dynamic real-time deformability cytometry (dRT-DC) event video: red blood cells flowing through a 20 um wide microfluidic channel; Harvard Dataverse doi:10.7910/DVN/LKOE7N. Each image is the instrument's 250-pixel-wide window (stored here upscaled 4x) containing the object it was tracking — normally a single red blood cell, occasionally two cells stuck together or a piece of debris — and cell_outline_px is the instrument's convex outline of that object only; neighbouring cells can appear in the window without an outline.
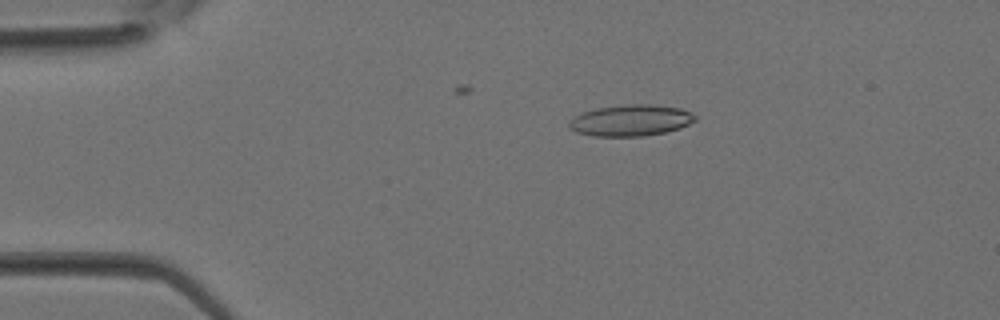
{"species": "Egyptian fruit bat (a non-hibernating species)", "species_latin": "Rousettus aegyptiacus", "temperature_condition": "room temperature", "stored_images_in_passage": 11, "camera_frame_rate_fps": 3000, "um_per_image_px": 0.085, "animal": {"sex": "female"}, "frame": {"image": 1, "passage_image": 6, "time_ms": 1.667, "image_size_px": [1000, 320], "cell_outline_px": [[696, 120], [680, 128], [664, 132], [644, 136], [592, 136], [576, 132], [568, 128], [568, 124], [576, 116], [584, 112], [596, 108], [628, 104], [652, 104], [680, 108], [696, 116]], "centroid_in_image_um": [53.61, 10.23], "position_along_channel_um": 31.4, "area_um2": 22.83}}
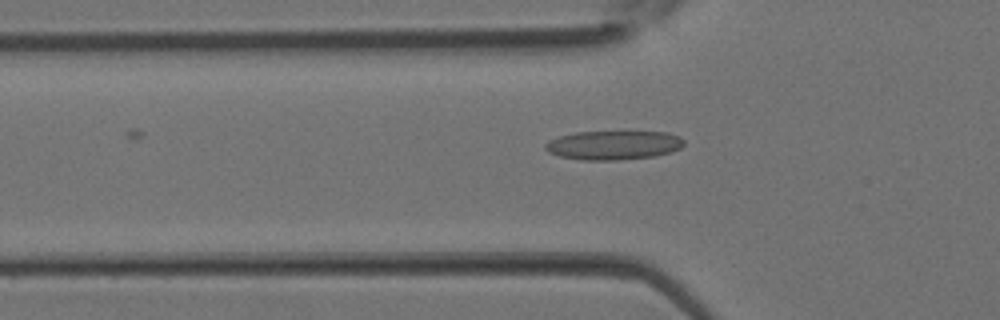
{"frame": {"image": 2, "passage_image": 11, "time_ms": 3.333, "image_size_px": [1000, 320], "cell_outline_px": [[684, 144], [680, 148], [672, 152], [656, 156], [616, 160], [580, 160], [560, 156], [548, 152], [544, 148], [544, 144], [548, 140], [560, 136], [576, 132], [668, 132], [680, 136], [684, 140]], "centroid_in_image_um": [52.15, 12.34], "position_along_channel_um": 73.6, "area_um2": 23.58}}